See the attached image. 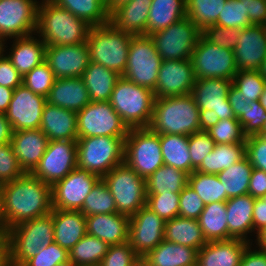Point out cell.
<instances>
[{
	"instance_id": "28",
	"label": "cell",
	"mask_w": 266,
	"mask_h": 266,
	"mask_svg": "<svg viewBox=\"0 0 266 266\" xmlns=\"http://www.w3.org/2000/svg\"><path fill=\"white\" fill-rule=\"evenodd\" d=\"M54 242L70 250L86 235V216L80 210L53 209Z\"/></svg>"
},
{
	"instance_id": "20",
	"label": "cell",
	"mask_w": 266,
	"mask_h": 266,
	"mask_svg": "<svg viewBox=\"0 0 266 266\" xmlns=\"http://www.w3.org/2000/svg\"><path fill=\"white\" fill-rule=\"evenodd\" d=\"M195 81L191 59L162 60L154 96L164 98L191 94Z\"/></svg>"
},
{
	"instance_id": "68",
	"label": "cell",
	"mask_w": 266,
	"mask_h": 266,
	"mask_svg": "<svg viewBox=\"0 0 266 266\" xmlns=\"http://www.w3.org/2000/svg\"><path fill=\"white\" fill-rule=\"evenodd\" d=\"M131 1L132 0H105L107 14L111 16L117 9Z\"/></svg>"
},
{
	"instance_id": "19",
	"label": "cell",
	"mask_w": 266,
	"mask_h": 266,
	"mask_svg": "<svg viewBox=\"0 0 266 266\" xmlns=\"http://www.w3.org/2000/svg\"><path fill=\"white\" fill-rule=\"evenodd\" d=\"M165 223L146 205L130 217L128 242L138 256H145L164 240Z\"/></svg>"
},
{
	"instance_id": "41",
	"label": "cell",
	"mask_w": 266,
	"mask_h": 266,
	"mask_svg": "<svg viewBox=\"0 0 266 266\" xmlns=\"http://www.w3.org/2000/svg\"><path fill=\"white\" fill-rule=\"evenodd\" d=\"M252 169V165L245 156L239 162L232 164L229 168L217 174L221 184L224 186V191H226V201L229 198L248 194Z\"/></svg>"
},
{
	"instance_id": "4",
	"label": "cell",
	"mask_w": 266,
	"mask_h": 266,
	"mask_svg": "<svg viewBox=\"0 0 266 266\" xmlns=\"http://www.w3.org/2000/svg\"><path fill=\"white\" fill-rule=\"evenodd\" d=\"M154 91L123 78L117 80L109 103L131 128H148L153 115Z\"/></svg>"
},
{
	"instance_id": "27",
	"label": "cell",
	"mask_w": 266,
	"mask_h": 266,
	"mask_svg": "<svg viewBox=\"0 0 266 266\" xmlns=\"http://www.w3.org/2000/svg\"><path fill=\"white\" fill-rule=\"evenodd\" d=\"M47 102L61 108L79 112L90 97L82 77L56 78L47 97Z\"/></svg>"
},
{
	"instance_id": "60",
	"label": "cell",
	"mask_w": 266,
	"mask_h": 266,
	"mask_svg": "<svg viewBox=\"0 0 266 266\" xmlns=\"http://www.w3.org/2000/svg\"><path fill=\"white\" fill-rule=\"evenodd\" d=\"M245 15L251 24L266 26V0H245Z\"/></svg>"
},
{
	"instance_id": "29",
	"label": "cell",
	"mask_w": 266,
	"mask_h": 266,
	"mask_svg": "<svg viewBox=\"0 0 266 266\" xmlns=\"http://www.w3.org/2000/svg\"><path fill=\"white\" fill-rule=\"evenodd\" d=\"M9 55H6L14 68L24 77L34 67L45 61L46 44L31 35L13 38Z\"/></svg>"
},
{
	"instance_id": "40",
	"label": "cell",
	"mask_w": 266,
	"mask_h": 266,
	"mask_svg": "<svg viewBox=\"0 0 266 266\" xmlns=\"http://www.w3.org/2000/svg\"><path fill=\"white\" fill-rule=\"evenodd\" d=\"M56 5L70 11L74 16L90 26H100L110 22L105 0H51Z\"/></svg>"
},
{
	"instance_id": "24",
	"label": "cell",
	"mask_w": 266,
	"mask_h": 266,
	"mask_svg": "<svg viewBox=\"0 0 266 266\" xmlns=\"http://www.w3.org/2000/svg\"><path fill=\"white\" fill-rule=\"evenodd\" d=\"M249 244L236 238L207 242L198 250L196 266H240Z\"/></svg>"
},
{
	"instance_id": "46",
	"label": "cell",
	"mask_w": 266,
	"mask_h": 266,
	"mask_svg": "<svg viewBox=\"0 0 266 266\" xmlns=\"http://www.w3.org/2000/svg\"><path fill=\"white\" fill-rule=\"evenodd\" d=\"M232 84L249 100L259 101L265 90L266 80L259 70H238Z\"/></svg>"
},
{
	"instance_id": "44",
	"label": "cell",
	"mask_w": 266,
	"mask_h": 266,
	"mask_svg": "<svg viewBox=\"0 0 266 266\" xmlns=\"http://www.w3.org/2000/svg\"><path fill=\"white\" fill-rule=\"evenodd\" d=\"M188 185L200 196L205 205L226 202V191L217 174H204L194 170L188 176Z\"/></svg>"
},
{
	"instance_id": "39",
	"label": "cell",
	"mask_w": 266,
	"mask_h": 266,
	"mask_svg": "<svg viewBox=\"0 0 266 266\" xmlns=\"http://www.w3.org/2000/svg\"><path fill=\"white\" fill-rule=\"evenodd\" d=\"M188 176L186 172L164 164L146 179L147 194L181 193L188 184Z\"/></svg>"
},
{
	"instance_id": "36",
	"label": "cell",
	"mask_w": 266,
	"mask_h": 266,
	"mask_svg": "<svg viewBox=\"0 0 266 266\" xmlns=\"http://www.w3.org/2000/svg\"><path fill=\"white\" fill-rule=\"evenodd\" d=\"M226 202H212L205 205L198 219L202 234L207 242L228 240Z\"/></svg>"
},
{
	"instance_id": "48",
	"label": "cell",
	"mask_w": 266,
	"mask_h": 266,
	"mask_svg": "<svg viewBox=\"0 0 266 266\" xmlns=\"http://www.w3.org/2000/svg\"><path fill=\"white\" fill-rule=\"evenodd\" d=\"M55 79L56 77L53 71L44 61L23 77V85L29 88L34 94L47 98Z\"/></svg>"
},
{
	"instance_id": "62",
	"label": "cell",
	"mask_w": 266,
	"mask_h": 266,
	"mask_svg": "<svg viewBox=\"0 0 266 266\" xmlns=\"http://www.w3.org/2000/svg\"><path fill=\"white\" fill-rule=\"evenodd\" d=\"M248 194L254 198H260L266 195V172L257 168L252 169Z\"/></svg>"
},
{
	"instance_id": "54",
	"label": "cell",
	"mask_w": 266,
	"mask_h": 266,
	"mask_svg": "<svg viewBox=\"0 0 266 266\" xmlns=\"http://www.w3.org/2000/svg\"><path fill=\"white\" fill-rule=\"evenodd\" d=\"M202 35L210 43L216 44L221 48L234 50L237 40L240 38L241 29L210 25L202 31Z\"/></svg>"
},
{
	"instance_id": "61",
	"label": "cell",
	"mask_w": 266,
	"mask_h": 266,
	"mask_svg": "<svg viewBox=\"0 0 266 266\" xmlns=\"http://www.w3.org/2000/svg\"><path fill=\"white\" fill-rule=\"evenodd\" d=\"M228 101L233 109L236 119H240L243 114H246L249 108H252L250 104L253 102L246 96L242 95L241 92L232 84L228 92Z\"/></svg>"
},
{
	"instance_id": "5",
	"label": "cell",
	"mask_w": 266,
	"mask_h": 266,
	"mask_svg": "<svg viewBox=\"0 0 266 266\" xmlns=\"http://www.w3.org/2000/svg\"><path fill=\"white\" fill-rule=\"evenodd\" d=\"M131 39L130 33L118 30L111 22L91 27L86 41L90 61L122 76L127 65Z\"/></svg>"
},
{
	"instance_id": "71",
	"label": "cell",
	"mask_w": 266,
	"mask_h": 266,
	"mask_svg": "<svg viewBox=\"0 0 266 266\" xmlns=\"http://www.w3.org/2000/svg\"><path fill=\"white\" fill-rule=\"evenodd\" d=\"M132 266H150V264L143 256H138Z\"/></svg>"
},
{
	"instance_id": "3",
	"label": "cell",
	"mask_w": 266,
	"mask_h": 266,
	"mask_svg": "<svg viewBox=\"0 0 266 266\" xmlns=\"http://www.w3.org/2000/svg\"><path fill=\"white\" fill-rule=\"evenodd\" d=\"M148 128L157 134L187 135L200 130V109L192 94L155 98Z\"/></svg>"
},
{
	"instance_id": "72",
	"label": "cell",
	"mask_w": 266,
	"mask_h": 266,
	"mask_svg": "<svg viewBox=\"0 0 266 266\" xmlns=\"http://www.w3.org/2000/svg\"><path fill=\"white\" fill-rule=\"evenodd\" d=\"M0 266H14L9 255L3 261H0Z\"/></svg>"
},
{
	"instance_id": "34",
	"label": "cell",
	"mask_w": 266,
	"mask_h": 266,
	"mask_svg": "<svg viewBox=\"0 0 266 266\" xmlns=\"http://www.w3.org/2000/svg\"><path fill=\"white\" fill-rule=\"evenodd\" d=\"M164 239L197 250L207 243L198 220L179 216L166 221Z\"/></svg>"
},
{
	"instance_id": "26",
	"label": "cell",
	"mask_w": 266,
	"mask_h": 266,
	"mask_svg": "<svg viewBox=\"0 0 266 266\" xmlns=\"http://www.w3.org/2000/svg\"><path fill=\"white\" fill-rule=\"evenodd\" d=\"M40 129L49 141H77V112L47 102L43 109Z\"/></svg>"
},
{
	"instance_id": "8",
	"label": "cell",
	"mask_w": 266,
	"mask_h": 266,
	"mask_svg": "<svg viewBox=\"0 0 266 266\" xmlns=\"http://www.w3.org/2000/svg\"><path fill=\"white\" fill-rule=\"evenodd\" d=\"M231 79H196L192 96L200 109V130L207 131L219 120L236 118L228 101Z\"/></svg>"
},
{
	"instance_id": "14",
	"label": "cell",
	"mask_w": 266,
	"mask_h": 266,
	"mask_svg": "<svg viewBox=\"0 0 266 266\" xmlns=\"http://www.w3.org/2000/svg\"><path fill=\"white\" fill-rule=\"evenodd\" d=\"M191 61L196 79L233 80L238 71L233 50L210 43L202 34L192 52Z\"/></svg>"
},
{
	"instance_id": "59",
	"label": "cell",
	"mask_w": 266,
	"mask_h": 266,
	"mask_svg": "<svg viewBox=\"0 0 266 266\" xmlns=\"http://www.w3.org/2000/svg\"><path fill=\"white\" fill-rule=\"evenodd\" d=\"M4 44H6V42L0 43V86L15 90L18 86L23 84V77L14 68L10 59L4 55Z\"/></svg>"
},
{
	"instance_id": "69",
	"label": "cell",
	"mask_w": 266,
	"mask_h": 266,
	"mask_svg": "<svg viewBox=\"0 0 266 266\" xmlns=\"http://www.w3.org/2000/svg\"><path fill=\"white\" fill-rule=\"evenodd\" d=\"M256 236V245H258L257 247L266 249V227L262 231H260Z\"/></svg>"
},
{
	"instance_id": "58",
	"label": "cell",
	"mask_w": 266,
	"mask_h": 266,
	"mask_svg": "<svg viewBox=\"0 0 266 266\" xmlns=\"http://www.w3.org/2000/svg\"><path fill=\"white\" fill-rule=\"evenodd\" d=\"M245 154L253 168L266 172V136L257 134L246 137Z\"/></svg>"
},
{
	"instance_id": "37",
	"label": "cell",
	"mask_w": 266,
	"mask_h": 266,
	"mask_svg": "<svg viewBox=\"0 0 266 266\" xmlns=\"http://www.w3.org/2000/svg\"><path fill=\"white\" fill-rule=\"evenodd\" d=\"M245 156V143L215 144L211 153L203 159L195 171L204 174H218Z\"/></svg>"
},
{
	"instance_id": "57",
	"label": "cell",
	"mask_w": 266,
	"mask_h": 266,
	"mask_svg": "<svg viewBox=\"0 0 266 266\" xmlns=\"http://www.w3.org/2000/svg\"><path fill=\"white\" fill-rule=\"evenodd\" d=\"M204 208L200 196L187 184L180 193L179 217L198 220Z\"/></svg>"
},
{
	"instance_id": "2",
	"label": "cell",
	"mask_w": 266,
	"mask_h": 266,
	"mask_svg": "<svg viewBox=\"0 0 266 266\" xmlns=\"http://www.w3.org/2000/svg\"><path fill=\"white\" fill-rule=\"evenodd\" d=\"M91 27L51 0H42L38 6L36 33L46 45L65 46L85 43Z\"/></svg>"
},
{
	"instance_id": "43",
	"label": "cell",
	"mask_w": 266,
	"mask_h": 266,
	"mask_svg": "<svg viewBox=\"0 0 266 266\" xmlns=\"http://www.w3.org/2000/svg\"><path fill=\"white\" fill-rule=\"evenodd\" d=\"M227 0H185L186 16L201 31L215 25Z\"/></svg>"
},
{
	"instance_id": "42",
	"label": "cell",
	"mask_w": 266,
	"mask_h": 266,
	"mask_svg": "<svg viewBox=\"0 0 266 266\" xmlns=\"http://www.w3.org/2000/svg\"><path fill=\"white\" fill-rule=\"evenodd\" d=\"M108 247L101 239L86 234L69 250V261L76 266L99 265Z\"/></svg>"
},
{
	"instance_id": "38",
	"label": "cell",
	"mask_w": 266,
	"mask_h": 266,
	"mask_svg": "<svg viewBox=\"0 0 266 266\" xmlns=\"http://www.w3.org/2000/svg\"><path fill=\"white\" fill-rule=\"evenodd\" d=\"M163 163L191 174V157L188 145L189 136L175 134L159 135Z\"/></svg>"
},
{
	"instance_id": "25",
	"label": "cell",
	"mask_w": 266,
	"mask_h": 266,
	"mask_svg": "<svg viewBox=\"0 0 266 266\" xmlns=\"http://www.w3.org/2000/svg\"><path fill=\"white\" fill-rule=\"evenodd\" d=\"M130 217L119 213L86 216V234L110 245L128 241Z\"/></svg>"
},
{
	"instance_id": "11",
	"label": "cell",
	"mask_w": 266,
	"mask_h": 266,
	"mask_svg": "<svg viewBox=\"0 0 266 266\" xmlns=\"http://www.w3.org/2000/svg\"><path fill=\"white\" fill-rule=\"evenodd\" d=\"M162 59L149 35H132L123 78L155 90Z\"/></svg>"
},
{
	"instance_id": "64",
	"label": "cell",
	"mask_w": 266,
	"mask_h": 266,
	"mask_svg": "<svg viewBox=\"0 0 266 266\" xmlns=\"http://www.w3.org/2000/svg\"><path fill=\"white\" fill-rule=\"evenodd\" d=\"M251 244L243 252L240 266H266V249L251 250Z\"/></svg>"
},
{
	"instance_id": "10",
	"label": "cell",
	"mask_w": 266,
	"mask_h": 266,
	"mask_svg": "<svg viewBox=\"0 0 266 266\" xmlns=\"http://www.w3.org/2000/svg\"><path fill=\"white\" fill-rule=\"evenodd\" d=\"M102 179L115 200L117 213L131 217L146 205V180L127 164L115 166Z\"/></svg>"
},
{
	"instance_id": "56",
	"label": "cell",
	"mask_w": 266,
	"mask_h": 266,
	"mask_svg": "<svg viewBox=\"0 0 266 266\" xmlns=\"http://www.w3.org/2000/svg\"><path fill=\"white\" fill-rule=\"evenodd\" d=\"M138 258L129 242L110 245L107 253L102 259L101 266H132Z\"/></svg>"
},
{
	"instance_id": "12",
	"label": "cell",
	"mask_w": 266,
	"mask_h": 266,
	"mask_svg": "<svg viewBox=\"0 0 266 266\" xmlns=\"http://www.w3.org/2000/svg\"><path fill=\"white\" fill-rule=\"evenodd\" d=\"M202 31L185 17L166 29L150 34L162 60L191 59Z\"/></svg>"
},
{
	"instance_id": "23",
	"label": "cell",
	"mask_w": 266,
	"mask_h": 266,
	"mask_svg": "<svg viewBox=\"0 0 266 266\" xmlns=\"http://www.w3.org/2000/svg\"><path fill=\"white\" fill-rule=\"evenodd\" d=\"M11 145L24 173H32L47 149L49 139L41 129L13 131Z\"/></svg>"
},
{
	"instance_id": "21",
	"label": "cell",
	"mask_w": 266,
	"mask_h": 266,
	"mask_svg": "<svg viewBox=\"0 0 266 266\" xmlns=\"http://www.w3.org/2000/svg\"><path fill=\"white\" fill-rule=\"evenodd\" d=\"M45 62L56 78L82 77L90 64L87 42L76 45H47Z\"/></svg>"
},
{
	"instance_id": "17",
	"label": "cell",
	"mask_w": 266,
	"mask_h": 266,
	"mask_svg": "<svg viewBox=\"0 0 266 266\" xmlns=\"http://www.w3.org/2000/svg\"><path fill=\"white\" fill-rule=\"evenodd\" d=\"M100 179L88 170L76 167L64 179L51 186L52 208L80 210L85 198Z\"/></svg>"
},
{
	"instance_id": "52",
	"label": "cell",
	"mask_w": 266,
	"mask_h": 266,
	"mask_svg": "<svg viewBox=\"0 0 266 266\" xmlns=\"http://www.w3.org/2000/svg\"><path fill=\"white\" fill-rule=\"evenodd\" d=\"M190 157H191V173L196 170L203 159L211 153L215 146V142L207 131H198L189 136L188 139Z\"/></svg>"
},
{
	"instance_id": "49",
	"label": "cell",
	"mask_w": 266,
	"mask_h": 266,
	"mask_svg": "<svg viewBox=\"0 0 266 266\" xmlns=\"http://www.w3.org/2000/svg\"><path fill=\"white\" fill-rule=\"evenodd\" d=\"M215 25L237 29L251 26L248 16L245 15V0H227Z\"/></svg>"
},
{
	"instance_id": "7",
	"label": "cell",
	"mask_w": 266,
	"mask_h": 266,
	"mask_svg": "<svg viewBox=\"0 0 266 266\" xmlns=\"http://www.w3.org/2000/svg\"><path fill=\"white\" fill-rule=\"evenodd\" d=\"M126 137L94 136L77 139V167L103 178L124 163Z\"/></svg>"
},
{
	"instance_id": "15",
	"label": "cell",
	"mask_w": 266,
	"mask_h": 266,
	"mask_svg": "<svg viewBox=\"0 0 266 266\" xmlns=\"http://www.w3.org/2000/svg\"><path fill=\"white\" fill-rule=\"evenodd\" d=\"M39 3L36 0H0V43L8 38L37 35Z\"/></svg>"
},
{
	"instance_id": "9",
	"label": "cell",
	"mask_w": 266,
	"mask_h": 266,
	"mask_svg": "<svg viewBox=\"0 0 266 266\" xmlns=\"http://www.w3.org/2000/svg\"><path fill=\"white\" fill-rule=\"evenodd\" d=\"M124 163L145 180L164 165L159 134L131 128L124 141Z\"/></svg>"
},
{
	"instance_id": "30",
	"label": "cell",
	"mask_w": 266,
	"mask_h": 266,
	"mask_svg": "<svg viewBox=\"0 0 266 266\" xmlns=\"http://www.w3.org/2000/svg\"><path fill=\"white\" fill-rule=\"evenodd\" d=\"M255 198L249 194L229 198L226 201L228 233L236 239H248L253 232V210Z\"/></svg>"
},
{
	"instance_id": "55",
	"label": "cell",
	"mask_w": 266,
	"mask_h": 266,
	"mask_svg": "<svg viewBox=\"0 0 266 266\" xmlns=\"http://www.w3.org/2000/svg\"><path fill=\"white\" fill-rule=\"evenodd\" d=\"M243 116L239 119L246 137L261 134L266 121V110L259 101H253Z\"/></svg>"
},
{
	"instance_id": "47",
	"label": "cell",
	"mask_w": 266,
	"mask_h": 266,
	"mask_svg": "<svg viewBox=\"0 0 266 266\" xmlns=\"http://www.w3.org/2000/svg\"><path fill=\"white\" fill-rule=\"evenodd\" d=\"M215 144L245 143L241 123L236 118L219 120L207 130Z\"/></svg>"
},
{
	"instance_id": "22",
	"label": "cell",
	"mask_w": 266,
	"mask_h": 266,
	"mask_svg": "<svg viewBox=\"0 0 266 266\" xmlns=\"http://www.w3.org/2000/svg\"><path fill=\"white\" fill-rule=\"evenodd\" d=\"M233 52L237 70H260L266 57V26L252 24L241 29Z\"/></svg>"
},
{
	"instance_id": "18",
	"label": "cell",
	"mask_w": 266,
	"mask_h": 266,
	"mask_svg": "<svg viewBox=\"0 0 266 266\" xmlns=\"http://www.w3.org/2000/svg\"><path fill=\"white\" fill-rule=\"evenodd\" d=\"M46 103V97L34 94L23 84L18 86L5 113L13 131L39 129Z\"/></svg>"
},
{
	"instance_id": "63",
	"label": "cell",
	"mask_w": 266,
	"mask_h": 266,
	"mask_svg": "<svg viewBox=\"0 0 266 266\" xmlns=\"http://www.w3.org/2000/svg\"><path fill=\"white\" fill-rule=\"evenodd\" d=\"M266 227V195L255 198L253 210V232L258 234Z\"/></svg>"
},
{
	"instance_id": "1",
	"label": "cell",
	"mask_w": 266,
	"mask_h": 266,
	"mask_svg": "<svg viewBox=\"0 0 266 266\" xmlns=\"http://www.w3.org/2000/svg\"><path fill=\"white\" fill-rule=\"evenodd\" d=\"M7 229L52 211L51 185L30 173L1 184Z\"/></svg>"
},
{
	"instance_id": "31",
	"label": "cell",
	"mask_w": 266,
	"mask_h": 266,
	"mask_svg": "<svg viewBox=\"0 0 266 266\" xmlns=\"http://www.w3.org/2000/svg\"><path fill=\"white\" fill-rule=\"evenodd\" d=\"M152 0H132L117 9L110 22L118 29L131 35H147V22Z\"/></svg>"
},
{
	"instance_id": "53",
	"label": "cell",
	"mask_w": 266,
	"mask_h": 266,
	"mask_svg": "<svg viewBox=\"0 0 266 266\" xmlns=\"http://www.w3.org/2000/svg\"><path fill=\"white\" fill-rule=\"evenodd\" d=\"M11 143L0 146V185L24 175Z\"/></svg>"
},
{
	"instance_id": "35",
	"label": "cell",
	"mask_w": 266,
	"mask_h": 266,
	"mask_svg": "<svg viewBox=\"0 0 266 266\" xmlns=\"http://www.w3.org/2000/svg\"><path fill=\"white\" fill-rule=\"evenodd\" d=\"M185 17H187L185 0H152L147 35L166 29Z\"/></svg>"
},
{
	"instance_id": "65",
	"label": "cell",
	"mask_w": 266,
	"mask_h": 266,
	"mask_svg": "<svg viewBox=\"0 0 266 266\" xmlns=\"http://www.w3.org/2000/svg\"><path fill=\"white\" fill-rule=\"evenodd\" d=\"M13 129L4 113H0V146L11 142Z\"/></svg>"
},
{
	"instance_id": "32",
	"label": "cell",
	"mask_w": 266,
	"mask_h": 266,
	"mask_svg": "<svg viewBox=\"0 0 266 266\" xmlns=\"http://www.w3.org/2000/svg\"><path fill=\"white\" fill-rule=\"evenodd\" d=\"M198 250L163 240L144 258L150 266H196Z\"/></svg>"
},
{
	"instance_id": "74",
	"label": "cell",
	"mask_w": 266,
	"mask_h": 266,
	"mask_svg": "<svg viewBox=\"0 0 266 266\" xmlns=\"http://www.w3.org/2000/svg\"><path fill=\"white\" fill-rule=\"evenodd\" d=\"M259 71L261 73V76L266 80V57L263 60L262 66L260 67V70Z\"/></svg>"
},
{
	"instance_id": "73",
	"label": "cell",
	"mask_w": 266,
	"mask_h": 266,
	"mask_svg": "<svg viewBox=\"0 0 266 266\" xmlns=\"http://www.w3.org/2000/svg\"><path fill=\"white\" fill-rule=\"evenodd\" d=\"M259 102L262 105V107L266 110V87L264 92L262 93V95L259 98Z\"/></svg>"
},
{
	"instance_id": "50",
	"label": "cell",
	"mask_w": 266,
	"mask_h": 266,
	"mask_svg": "<svg viewBox=\"0 0 266 266\" xmlns=\"http://www.w3.org/2000/svg\"><path fill=\"white\" fill-rule=\"evenodd\" d=\"M180 193L147 194L146 206L165 221L179 216Z\"/></svg>"
},
{
	"instance_id": "16",
	"label": "cell",
	"mask_w": 266,
	"mask_h": 266,
	"mask_svg": "<svg viewBox=\"0 0 266 266\" xmlns=\"http://www.w3.org/2000/svg\"><path fill=\"white\" fill-rule=\"evenodd\" d=\"M76 167L77 141H49L43 157L31 174L52 186Z\"/></svg>"
},
{
	"instance_id": "33",
	"label": "cell",
	"mask_w": 266,
	"mask_h": 266,
	"mask_svg": "<svg viewBox=\"0 0 266 266\" xmlns=\"http://www.w3.org/2000/svg\"><path fill=\"white\" fill-rule=\"evenodd\" d=\"M120 77L116 72L91 61L82 76L90 101H109L115 84Z\"/></svg>"
},
{
	"instance_id": "45",
	"label": "cell",
	"mask_w": 266,
	"mask_h": 266,
	"mask_svg": "<svg viewBox=\"0 0 266 266\" xmlns=\"http://www.w3.org/2000/svg\"><path fill=\"white\" fill-rule=\"evenodd\" d=\"M80 211L85 216L117 212L115 200L102 178L95 184L85 198Z\"/></svg>"
},
{
	"instance_id": "51",
	"label": "cell",
	"mask_w": 266,
	"mask_h": 266,
	"mask_svg": "<svg viewBox=\"0 0 266 266\" xmlns=\"http://www.w3.org/2000/svg\"><path fill=\"white\" fill-rule=\"evenodd\" d=\"M69 262V251L53 242L27 259L21 266H56Z\"/></svg>"
},
{
	"instance_id": "75",
	"label": "cell",
	"mask_w": 266,
	"mask_h": 266,
	"mask_svg": "<svg viewBox=\"0 0 266 266\" xmlns=\"http://www.w3.org/2000/svg\"><path fill=\"white\" fill-rule=\"evenodd\" d=\"M56 266H76V265L69 261L67 263H62V264H59V265H56Z\"/></svg>"
},
{
	"instance_id": "13",
	"label": "cell",
	"mask_w": 266,
	"mask_h": 266,
	"mask_svg": "<svg viewBox=\"0 0 266 266\" xmlns=\"http://www.w3.org/2000/svg\"><path fill=\"white\" fill-rule=\"evenodd\" d=\"M129 128L113 109L109 101L88 103L77 112V136L126 137Z\"/></svg>"
},
{
	"instance_id": "70",
	"label": "cell",
	"mask_w": 266,
	"mask_h": 266,
	"mask_svg": "<svg viewBox=\"0 0 266 266\" xmlns=\"http://www.w3.org/2000/svg\"><path fill=\"white\" fill-rule=\"evenodd\" d=\"M0 227H5L3 192L0 185Z\"/></svg>"
},
{
	"instance_id": "67",
	"label": "cell",
	"mask_w": 266,
	"mask_h": 266,
	"mask_svg": "<svg viewBox=\"0 0 266 266\" xmlns=\"http://www.w3.org/2000/svg\"><path fill=\"white\" fill-rule=\"evenodd\" d=\"M13 93L14 89L0 86V113H6Z\"/></svg>"
},
{
	"instance_id": "76",
	"label": "cell",
	"mask_w": 266,
	"mask_h": 266,
	"mask_svg": "<svg viewBox=\"0 0 266 266\" xmlns=\"http://www.w3.org/2000/svg\"><path fill=\"white\" fill-rule=\"evenodd\" d=\"M261 135L266 136V121H265L264 127L262 129Z\"/></svg>"
},
{
	"instance_id": "66",
	"label": "cell",
	"mask_w": 266,
	"mask_h": 266,
	"mask_svg": "<svg viewBox=\"0 0 266 266\" xmlns=\"http://www.w3.org/2000/svg\"><path fill=\"white\" fill-rule=\"evenodd\" d=\"M9 255V229L0 227V261Z\"/></svg>"
},
{
	"instance_id": "6",
	"label": "cell",
	"mask_w": 266,
	"mask_h": 266,
	"mask_svg": "<svg viewBox=\"0 0 266 266\" xmlns=\"http://www.w3.org/2000/svg\"><path fill=\"white\" fill-rule=\"evenodd\" d=\"M54 242V220L45 216L21 222L9 229V256L14 266H21L40 248Z\"/></svg>"
}]
</instances>
